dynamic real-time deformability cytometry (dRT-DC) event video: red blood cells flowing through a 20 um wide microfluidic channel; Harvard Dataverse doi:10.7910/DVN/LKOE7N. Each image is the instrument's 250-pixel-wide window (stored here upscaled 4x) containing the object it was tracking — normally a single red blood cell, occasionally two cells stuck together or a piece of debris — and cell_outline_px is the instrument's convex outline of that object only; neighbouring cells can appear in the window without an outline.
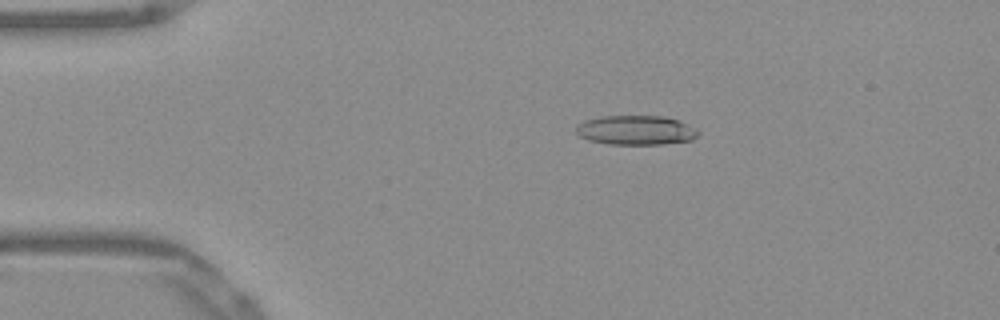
{"species": "Egyptian fruit bat (a non-hibernating species)", "species_latin": "Rousettus aegyptiacus", "temperature_condition": "warm", "stored_images_in_passage": 48, "camera_frame_rate_fps": 3000, "um_per_image_px": 0.085, "frame": {"image": 1, "passage_image": 6, "time_ms": 1.667, "image_size_px": [1000, 320], "cell_outline_px": [[700, 132], [692, 140], [664, 144], [608, 144], [588, 140], [580, 136], [576, 132], [576, 128], [584, 120], [604, 116], [664, 116], [680, 120], [696, 128]], "centroid_in_image_um": [54.08, 11.06], "position_along_channel_um": 30.9, "area_um2": 20.98}}
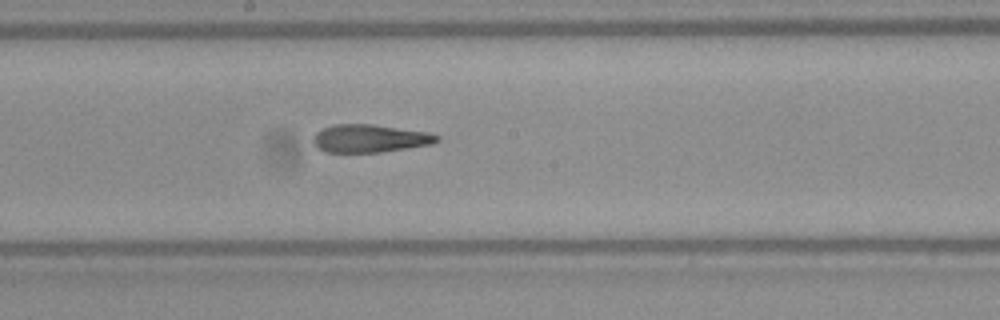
{"frame": {"image": 2, "passage_image": 24, "time_ms": 7.667, "image_size_px": [1000, 320], "cell_outline_px": [[440, 140], [432, 144], [408, 148], [380, 152], [328, 152], [320, 148], [312, 140], [312, 136], [316, 132], [332, 124], [372, 124], [428, 132], [440, 136]], "centroid_in_image_um": [31.46, 11.76], "position_along_channel_um": 216.7, "area_um2": 20.06}}
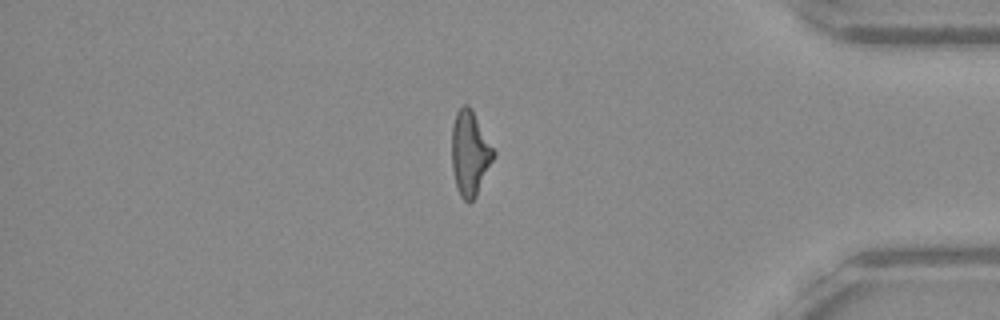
{"frame": {"image": 3, "passage_image": 40, "time_ms": 13.0, "image_size_px": [1000, 320], "cell_outline_px": [[496, 152], [476, 196], [468, 204], [460, 196], [456, 188], [452, 168], [452, 124], [456, 112], [464, 104], [468, 104], [472, 108]], "centroid_in_image_um": [39.93, 13.01], "position_along_channel_um": 395.3, "area_um2": 20.69}, "authors_computed_cell_mechanics": {"area_um2": 20.6924, "velocity_mm_per_s": 3.9137, "shape_relaxation_time_tau1_ms": null, "shape_relaxation_time_tau2_ms": 3.2999, "deformation_change_tau1": null, "deformation_change_tau2": 0.1488}}